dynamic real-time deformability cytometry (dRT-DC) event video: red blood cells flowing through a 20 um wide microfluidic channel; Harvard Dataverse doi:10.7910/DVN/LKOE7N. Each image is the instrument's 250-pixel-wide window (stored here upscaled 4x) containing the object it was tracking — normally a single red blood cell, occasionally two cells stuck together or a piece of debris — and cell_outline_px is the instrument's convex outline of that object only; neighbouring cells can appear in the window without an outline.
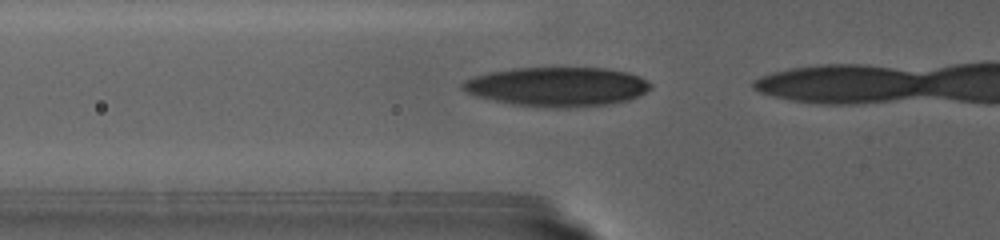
{"species": "human", "species_latin": "Homo sapiens", "temperature_condition": "warm", "stored_images_in_passage": 13, "camera_frame_rate_fps": 3000, "um_per_image_px": 0.085, "donor": {"sex": "female"}, "frame": {"image": 1, "passage_image": 4, "time_ms": 1.0, "image_size_px": [1000, 240], "cell_outline_px": [[652, 88], [628, 100], [608, 104], [564, 108], [544, 108], [512, 104], [476, 96], [464, 92], [460, 88], [460, 84], [464, 80], [488, 72], [512, 68], [608, 68], [628, 72], [640, 76], [652, 84]], "centroid_in_image_um": [47.33, 7.37], "position_along_channel_um": 78.5, "area_um2": 43.29}}
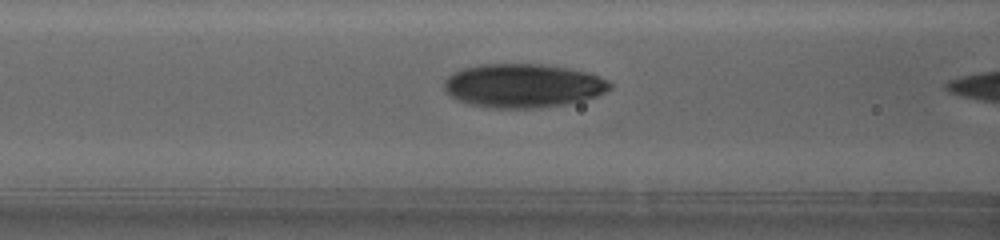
{"frame": {"image": 2, "passage_image": 10, "time_ms": 3.0, "image_size_px": [1000, 240], "cell_outline_px": [[612, 88], [596, 96], [584, 100], [564, 104], [540, 108], [488, 108], [468, 104], [456, 100], [444, 88], [444, 80], [448, 76], [464, 68], [480, 64], [540, 64], [568, 68], [588, 72], [608, 80], [612, 84]], "centroid_in_image_um": [44.46, 7.29], "position_along_channel_um": 122.1, "area_um2": 42.37}}